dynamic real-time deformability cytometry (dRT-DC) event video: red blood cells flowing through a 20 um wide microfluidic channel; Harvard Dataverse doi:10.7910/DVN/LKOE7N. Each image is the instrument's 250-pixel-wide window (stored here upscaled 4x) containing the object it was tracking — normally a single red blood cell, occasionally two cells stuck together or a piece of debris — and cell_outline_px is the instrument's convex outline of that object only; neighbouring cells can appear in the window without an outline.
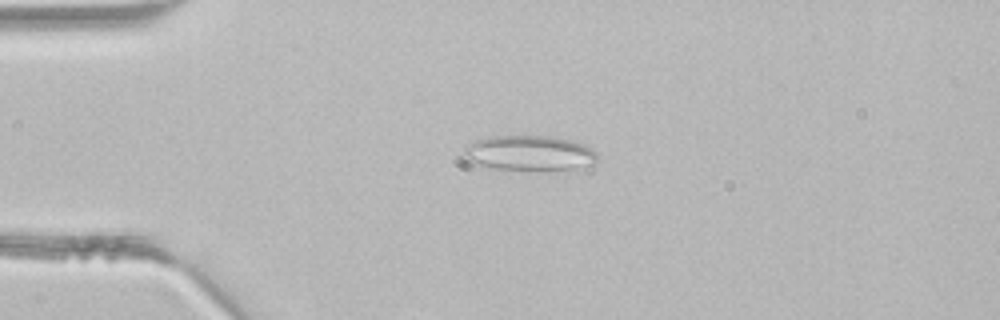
{"species": "common noctule bat (a hibernating species)", "species_latin": "Nyctalus noctula", "temperature_condition": "room temperature", "stored_images_in_passage": 4, "camera_frame_rate_fps": 3000, "um_per_image_px": 0.085, "animal": {"sex": "male", "body_mass_g": 21.5, "forearm_length_mm": 52.0}, "frame": {"image": 1, "passage_image": 2, "time_ms": 0.333, "image_size_px": [1000, 320], "cell_outline_px": [[596, 160], [592, 168], [492, 168], [472, 164], [464, 160], [464, 148], [476, 140], [488, 136], [552, 136], [572, 140], [584, 144], [592, 148], [596, 152]], "centroid_in_image_um": [45.0, 12.99], "position_along_channel_um": 40.0, "area_um2": 27.11}}